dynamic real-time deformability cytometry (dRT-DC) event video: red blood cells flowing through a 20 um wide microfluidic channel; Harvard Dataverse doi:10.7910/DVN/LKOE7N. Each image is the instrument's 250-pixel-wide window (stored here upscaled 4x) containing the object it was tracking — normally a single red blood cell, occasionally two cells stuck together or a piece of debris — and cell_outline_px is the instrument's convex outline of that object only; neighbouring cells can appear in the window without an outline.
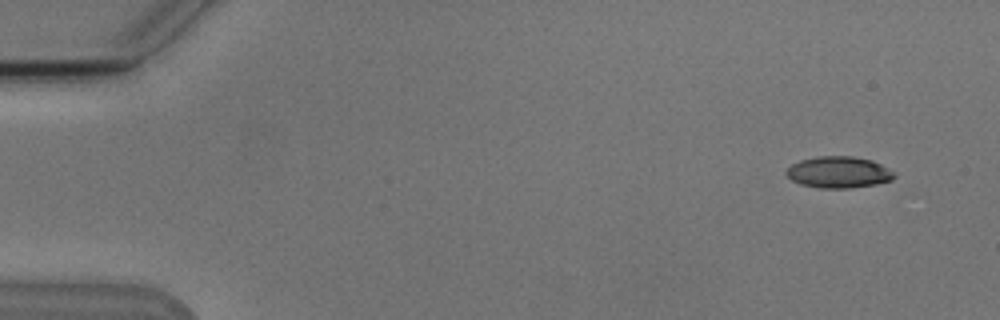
{"species": "Egyptian fruit bat (a non-hibernating species)", "species_latin": "Rousettus aegyptiacus", "temperature_condition": "cold", "stored_images_in_passage": 6, "camera_frame_rate_fps": 3000, "um_per_image_px": 0.085, "animal": {"sex": "male"}, "frame": {"image": 1, "passage_image": 1, "time_ms": 0.0, "image_size_px": [1000, 320], "cell_outline_px": [[896, 176], [892, 180], [876, 184], [848, 188], [820, 188], [800, 184], [792, 180], [784, 172], [792, 164], [800, 160], [820, 156], [852, 156], [872, 160], [888, 168]], "centroid_in_image_um": [71.28, 14.64], "position_along_channel_um": 13.7, "area_um2": 19.71}}
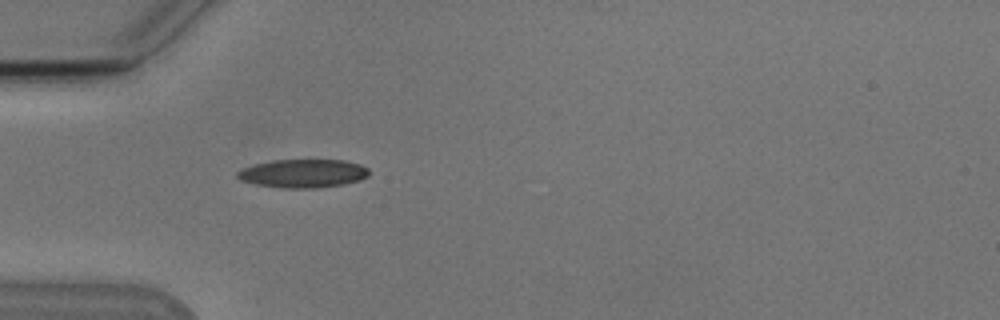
{"frame": {"image": 2, "passage_image": 5, "time_ms": 4.333, "image_size_px": [1000, 320], "cell_outline_px": [[368, 176], [360, 180], [344, 184], [316, 188], [284, 188], [256, 184], [240, 180], [236, 176], [236, 172], [244, 168], [256, 164], [272, 160], [344, 160], [360, 164], [368, 168]], "centroid_in_image_um": [25.77, 14.74], "position_along_channel_um": 59.2, "area_um2": 21.73}}